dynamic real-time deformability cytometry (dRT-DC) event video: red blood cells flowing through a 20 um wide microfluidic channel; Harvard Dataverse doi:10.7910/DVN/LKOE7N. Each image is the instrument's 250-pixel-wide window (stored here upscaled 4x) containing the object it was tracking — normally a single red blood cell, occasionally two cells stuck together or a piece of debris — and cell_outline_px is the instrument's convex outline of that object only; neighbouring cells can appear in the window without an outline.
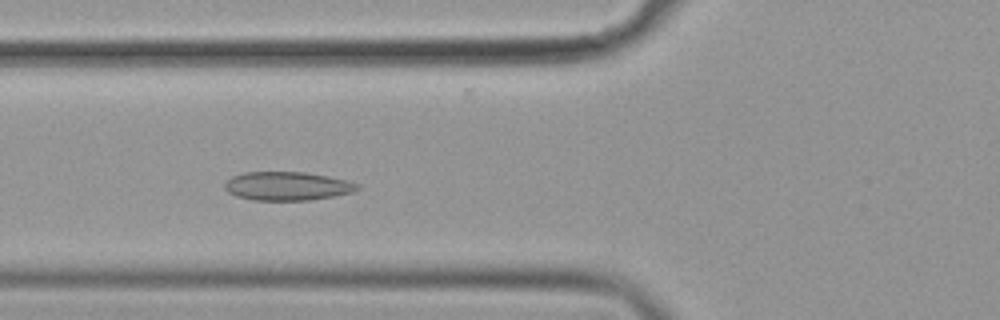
{"species": "common noctule bat (a hibernating species)", "species_latin": "Nyctalus noctula", "temperature_condition": "cold", "stored_images_in_passage": 56, "camera_frame_rate_fps": 3000, "um_per_image_px": 0.085, "animal": {"sex": "female", "body_mass_g": 19.9}, "frame": {"image": 1, "passage_image": 21, "time_ms": 6.667, "image_size_px": [1000, 320], "cell_outline_px": [[360, 188], [352, 192], [336, 196], [308, 200], [252, 200], [236, 196], [228, 192], [224, 188], [224, 184], [232, 176], [244, 172], [304, 172], [348, 180], [360, 184]], "centroid_in_image_um": [24.43, 15.82], "position_along_channel_um": 101.4, "area_um2": 22.2}}
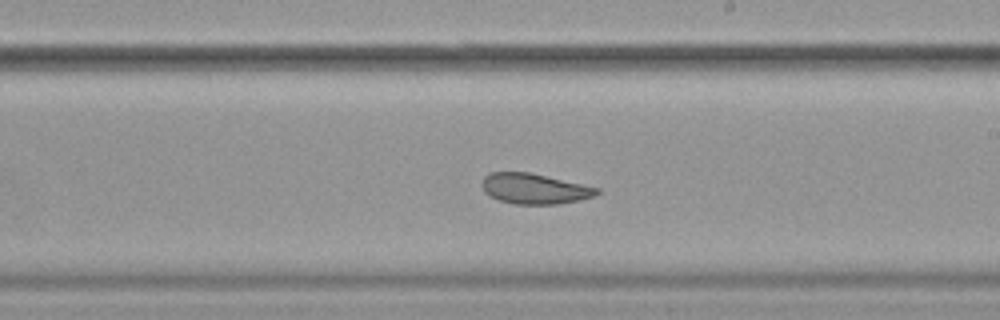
{"frame": {"image": 2, "passage_image": 33, "time_ms": 10.667, "image_size_px": [1000, 320], "cell_outline_px": [[600, 192], [596, 196], [580, 200], [560, 204], [516, 204], [500, 200], [484, 192], [484, 176], [488, 172], [528, 172], [600, 188]], "centroid_in_image_um": [45.48, 16.04], "position_along_channel_um": 243.5, "area_um2": 20.17}}
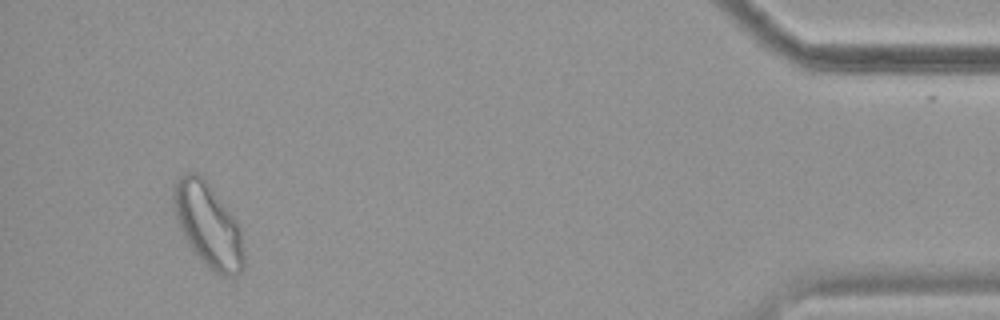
{"frame": {"image": 3, "passage_image": 53, "time_ms": 17.333, "image_size_px": [1000, 320], "cell_outline_px": [[244, 268], [236, 276], [224, 276], [208, 268], [200, 260], [188, 244], [180, 228], [176, 216], [172, 200], [172, 188], [176, 180], [184, 172], [196, 172], [208, 184], [236, 220], [240, 228], [244, 252]], "centroid_in_image_um": [17.68, 19.15], "position_along_channel_um": 417.5, "area_um2": 34.16}, "authors_computed_cell_mechanics": {"area_um2": 23.7558, "velocity_mm_per_s": 3.5634, "shape_relaxation_time_tau1_ms": null, "shape_relaxation_time_tau2_ms": 2.1779, "deformation_change_tau1": null, "deformation_change_tau2": 0.0708}}